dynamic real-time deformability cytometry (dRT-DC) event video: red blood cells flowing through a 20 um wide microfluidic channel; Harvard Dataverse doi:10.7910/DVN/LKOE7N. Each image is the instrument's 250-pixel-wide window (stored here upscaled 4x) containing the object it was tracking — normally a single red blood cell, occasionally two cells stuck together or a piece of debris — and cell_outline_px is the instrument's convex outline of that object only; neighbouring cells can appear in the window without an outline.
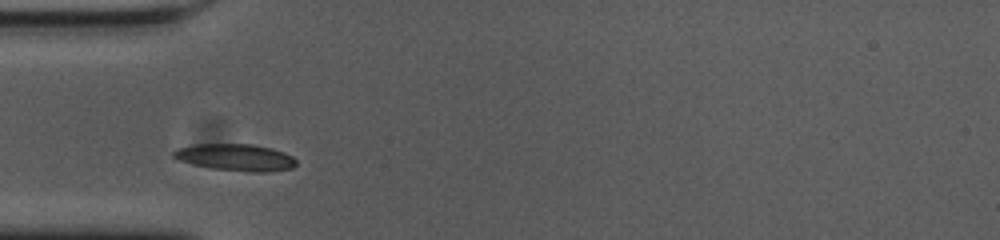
{"species": "common noctule bat (a hibernating species)", "species_latin": "Nyctalus noctula", "temperature_condition": "cold", "stored_images_in_passage": 30, "camera_frame_rate_fps": 3000, "um_per_image_px": 0.085, "animal": {"sex": "female", "body_mass_g": 23.0, "forearm_length_mm": 53.4}, "frame": {"image": 1, "passage_image": 3, "time_ms": 0.667, "image_size_px": [1000, 240], "cell_outline_px": [[296, 164], [292, 168], [264, 172], [248, 172], [212, 168], [180, 160], [172, 156], [172, 152], [176, 148], [192, 144], [252, 144], [272, 148], [284, 152], [292, 156], [296, 160]], "centroid_in_image_um": [20.03, 13.36], "position_along_channel_um": 65.0, "area_um2": 19.13}}
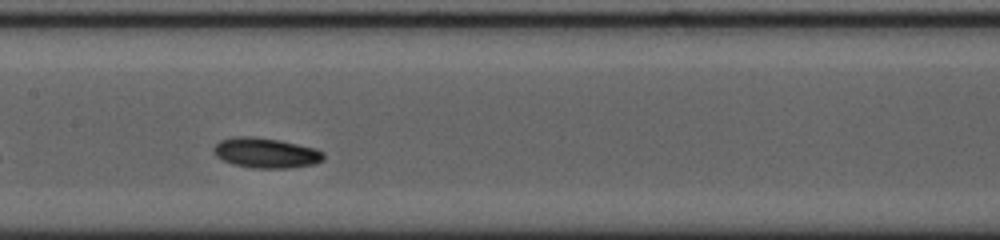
{"frame": {"image": 2, "passage_image": 13, "time_ms": 4.0, "image_size_px": [1000, 240], "cell_outline_px": [[324, 160], [316, 164], [288, 168], [252, 168], [232, 164], [216, 156], [212, 148], [220, 140], [236, 136], [248, 136], [280, 140], [316, 148], [324, 152]], "centroid_in_image_um": [22.62, 13.0], "position_along_channel_um": 184.8, "area_um2": 19.42}}
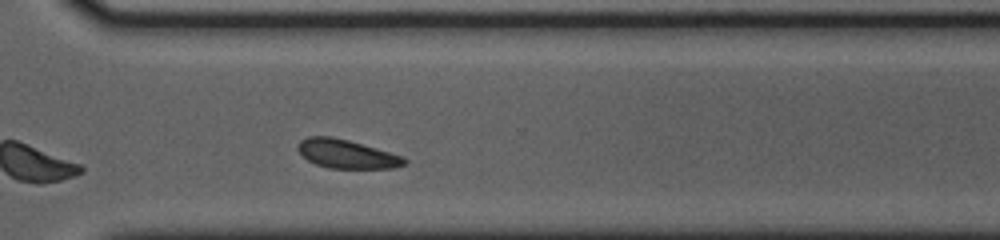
{"frame": {"image": 3, "passage_image": 26, "time_ms": 8.333, "image_size_px": [1000, 240], "cell_outline_px": [[408, 160], [404, 164], [392, 168], [328, 168], [316, 164], [308, 160], [300, 152], [300, 140], [308, 136], [332, 136], [348, 140], [404, 156]], "centroid_in_image_um": [29.5, 13.08], "position_along_channel_um": 341.1, "area_um2": 17.57}, "authors_computed_cell_mechanics": {"area_um2": 18.1492, "velocity_mm_per_s": 3.6052, "shape_relaxation_time_tau1_ms": 2.7276, "shape_relaxation_time_tau2_ms": null, "deformation_change_tau1": 0.0988, "deformation_change_tau2": null}}